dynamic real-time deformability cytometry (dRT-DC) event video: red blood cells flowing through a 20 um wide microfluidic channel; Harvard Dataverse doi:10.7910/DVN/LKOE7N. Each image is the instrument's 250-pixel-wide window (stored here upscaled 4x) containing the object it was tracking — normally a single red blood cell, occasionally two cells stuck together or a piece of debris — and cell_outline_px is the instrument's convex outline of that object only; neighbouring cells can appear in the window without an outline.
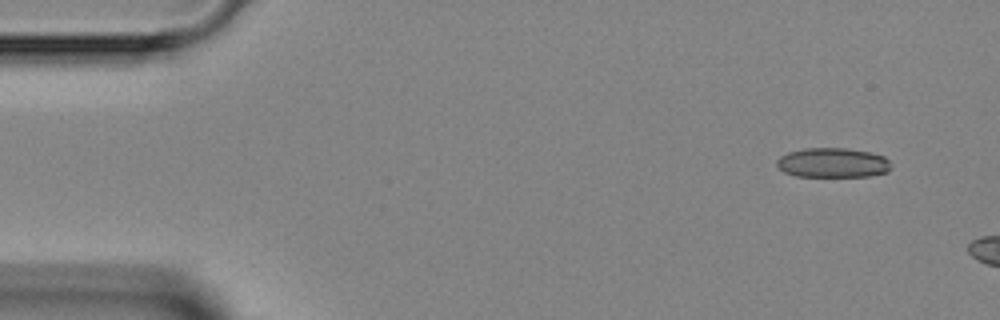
{"species": "Egyptian fruit bat (a non-hibernating species)", "species_latin": "Rousettus aegyptiacus", "temperature_condition": "room temperature", "stored_images_in_passage": 5, "camera_frame_rate_fps": 3000, "um_per_image_px": 0.085, "animal": {"sex": "female"}, "frame": {"image": 1, "passage_image": 1, "time_ms": 0.0, "image_size_px": [1000, 320], "cell_outline_px": [[892, 168], [888, 172], [868, 176], [796, 176], [784, 172], [776, 164], [776, 160], [780, 156], [788, 152], [804, 148], [844, 148], [872, 152], [884, 156], [892, 164]], "centroid_in_image_um": [70.81, 13.83], "position_along_channel_um": 14.2, "area_um2": 19.88}}